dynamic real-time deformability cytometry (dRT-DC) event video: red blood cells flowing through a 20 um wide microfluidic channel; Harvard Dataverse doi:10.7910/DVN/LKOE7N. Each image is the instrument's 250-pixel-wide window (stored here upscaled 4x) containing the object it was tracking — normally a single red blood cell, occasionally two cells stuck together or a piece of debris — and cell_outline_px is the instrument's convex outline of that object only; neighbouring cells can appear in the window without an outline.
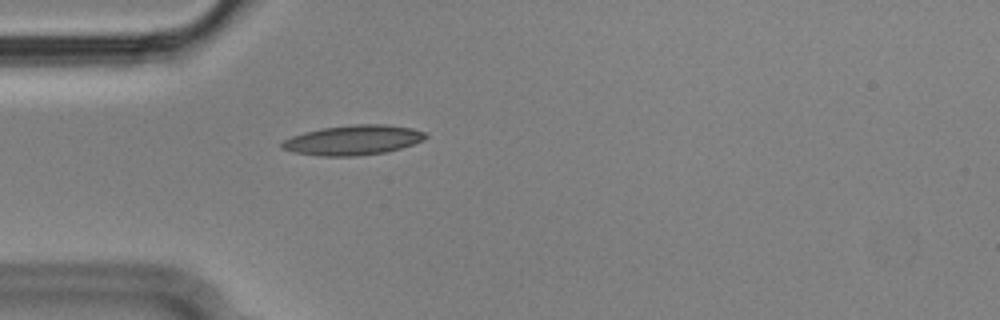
{"species": "Egyptian fruit bat (a non-hibernating species)", "species_latin": "Rousettus aegyptiacus", "temperature_condition": "cold", "stored_images_in_passage": 44, "camera_frame_rate_fps": 3000, "um_per_image_px": 0.085, "animal": {"sex": "male"}, "frame": {"image": 1, "passage_image": 4, "time_ms": 1.0, "image_size_px": [1000, 320], "cell_outline_px": [[428, 136], [424, 140], [400, 148], [384, 152], [356, 156], [320, 156], [296, 152], [280, 148], [280, 144], [284, 140], [292, 136], [304, 132], [320, 128], [352, 124], [384, 124], [412, 128], [424, 132]], "centroid_in_image_um": [30.0, 11.9], "position_along_channel_um": 55.0, "area_um2": 24.91}}
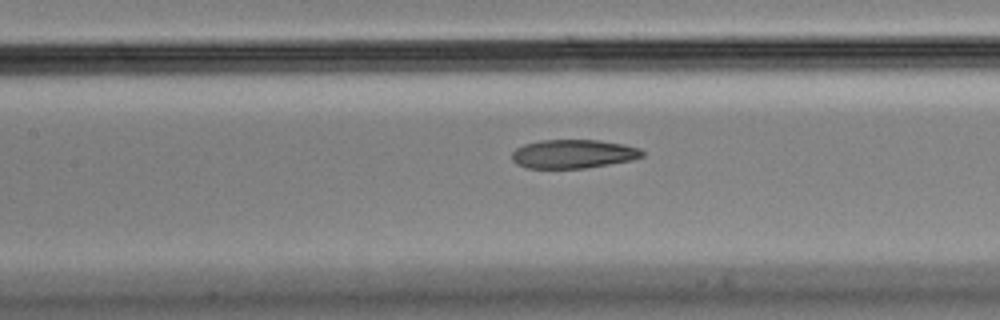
{"frame": {"image": 2, "passage_image": 13, "time_ms": 4.0, "image_size_px": [1000, 320], "cell_outline_px": [[644, 156], [632, 160], [584, 168], [528, 168], [516, 164], [512, 160], [512, 152], [516, 148], [524, 144], [540, 140], [600, 140], [624, 144], [640, 148], [644, 152]], "centroid_in_image_um": [48.73, 13.08], "position_along_channel_um": 158.7, "area_um2": 21.91}}
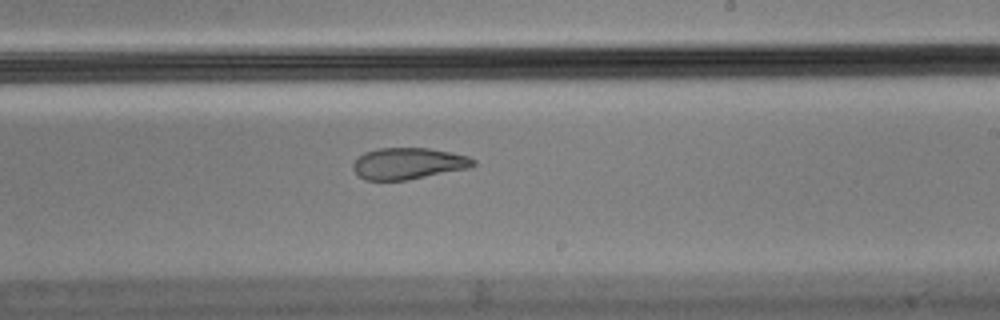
{"frame": {"image": 3, "passage_image": 21, "time_ms": 6.667, "image_size_px": [1000, 320], "cell_outline_px": [[476, 164], [468, 168], [408, 180], [364, 180], [352, 168], [352, 164], [364, 152], [380, 148], [428, 148], [452, 152], [468, 156], [476, 160]], "centroid_in_image_um": [34.72, 13.89], "position_along_channel_um": 254.3, "area_um2": 22.02}, "authors_computed_cell_mechanics": {"area_um2": 24.0448, "velocity_mm_per_s": 3.6031, "shape_relaxation_time_tau1_ms": null, "shape_relaxation_time_tau2_ms": 2.7412, "deformation_change_tau1": null, "deformation_change_tau2": 0.0855}}